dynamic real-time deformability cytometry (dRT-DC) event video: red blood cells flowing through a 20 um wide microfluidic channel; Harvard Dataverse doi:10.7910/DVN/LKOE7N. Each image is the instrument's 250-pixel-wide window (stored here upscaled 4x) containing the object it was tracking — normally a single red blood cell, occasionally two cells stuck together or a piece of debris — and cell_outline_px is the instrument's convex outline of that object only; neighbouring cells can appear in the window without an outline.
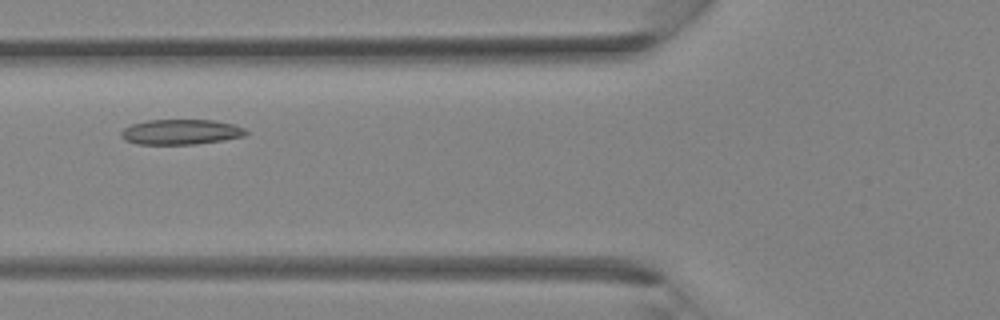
{"species": "Egyptian fruit bat (a non-hibernating species)", "species_latin": "Rousettus aegyptiacus", "temperature_condition": "room temperature", "stored_images_in_passage": 32, "camera_frame_rate_fps": 3000, "um_per_image_px": 0.085, "animal": {"sex": "female"}, "frame": {"image": 1, "passage_image": 9, "time_ms": 2.667, "image_size_px": [1000, 320], "cell_outline_px": [[248, 132], [244, 136], [224, 140], [196, 144], [136, 144], [124, 140], [120, 136], [120, 132], [124, 128], [132, 124], [148, 120], [212, 120], [236, 124], [244, 128]], "centroid_in_image_um": [15.37, 11.22], "position_along_channel_um": 110.4, "area_um2": 18.44}}
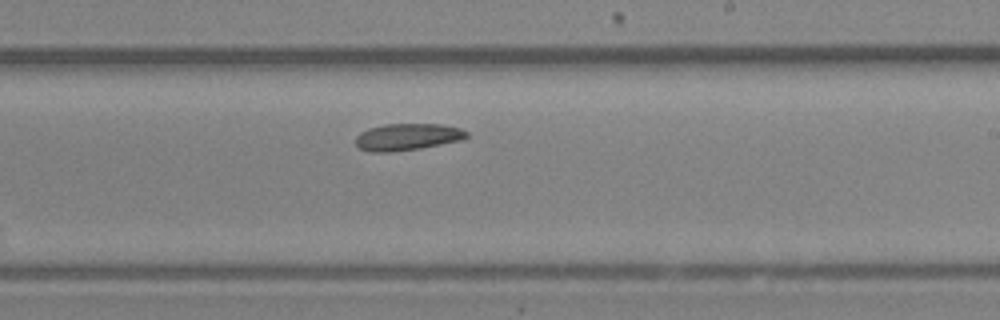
{"frame": {"image": 2, "passage_image": 17, "time_ms": 5.333, "image_size_px": [1000, 320], "cell_outline_px": [[468, 136], [460, 140], [420, 148], [392, 152], [372, 152], [360, 148], [356, 144], [356, 136], [360, 132], [368, 128], [384, 124], [440, 124], [460, 128], [468, 132]], "centroid_in_image_um": [34.6, 11.63], "position_along_channel_um": 254.4, "area_um2": 17.28}}
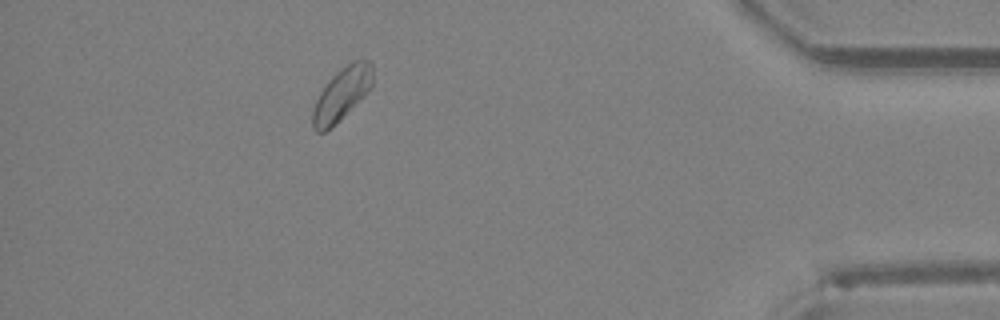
{"frame": {"image": 3, "passage_image": 28, "time_ms": 9.0, "image_size_px": [1000, 320], "cell_outline_px": [[372, 84], [364, 96], [324, 132], [316, 132], [312, 128], [312, 108], [320, 92], [328, 80], [340, 68], [352, 60], [368, 60], [372, 64]], "centroid_in_image_um": [29.02, 7.95], "position_along_channel_um": 406.2, "area_um2": 18.09}}